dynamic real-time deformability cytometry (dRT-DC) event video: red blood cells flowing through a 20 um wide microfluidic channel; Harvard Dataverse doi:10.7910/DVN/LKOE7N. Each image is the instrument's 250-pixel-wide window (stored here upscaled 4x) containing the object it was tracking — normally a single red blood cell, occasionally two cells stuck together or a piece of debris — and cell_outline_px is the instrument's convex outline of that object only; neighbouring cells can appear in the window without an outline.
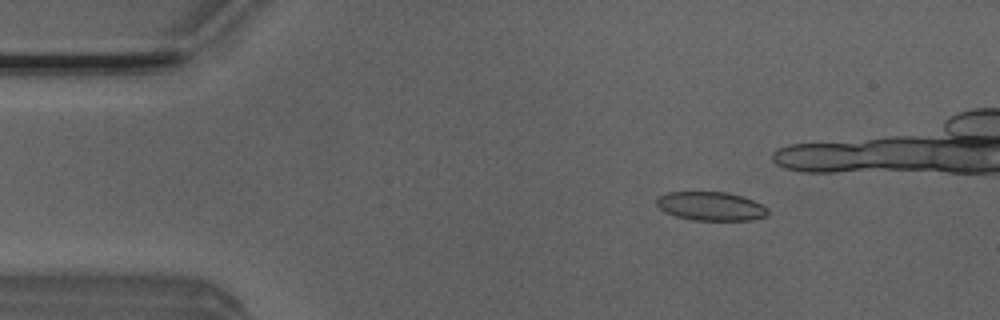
{"species": "Egyptian fruit bat (a non-hibernating species)", "species_latin": "Rousettus aegyptiacus", "temperature_condition": "room temperature", "stored_images_in_passage": 41, "camera_frame_rate_fps": 3000, "um_per_image_px": 0.085, "animal": {"sex": "male"}, "frame": {"image": 1, "passage_image": 8, "time_ms": 2.333, "image_size_px": [1000, 320], "cell_outline_px": [[768, 216], [752, 220], [692, 220], [676, 216], [664, 212], [656, 204], [656, 196], [668, 192], [728, 192], [752, 200], [768, 208]], "centroid_in_image_um": [60.4, 17.53], "position_along_channel_um": 24.6, "area_um2": 18.73}}
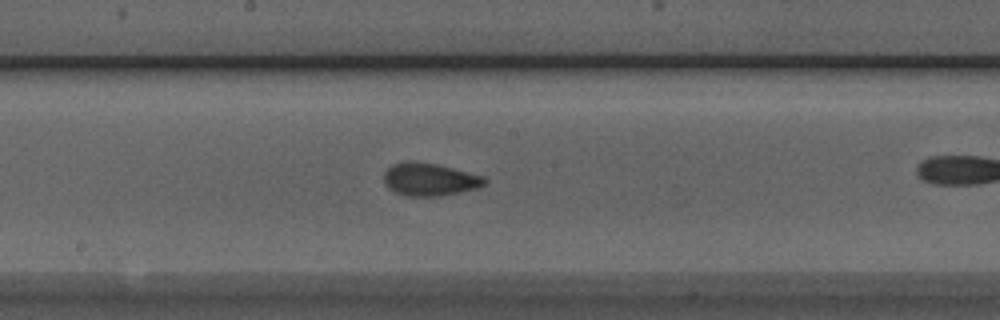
{"frame": {"image": 2, "passage_image": 27, "time_ms": 8.667, "image_size_px": [1000, 320], "cell_outline_px": [[488, 180], [480, 188], [440, 196], [408, 196], [396, 192], [388, 188], [384, 184], [384, 172], [392, 164], [404, 160], [416, 160], [436, 164], [484, 176]], "centroid_in_image_um": [36.5, 15.23], "position_along_channel_um": 211.7, "area_um2": 19.48}}
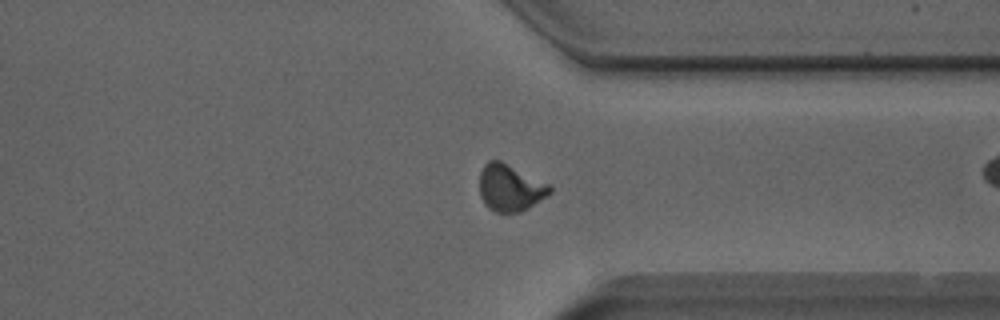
{"frame": {"image": 3, "passage_image": 39, "time_ms": 12.667, "image_size_px": [1000, 320], "cell_outline_px": [[552, 192], [528, 208], [520, 212], [496, 212], [488, 208], [484, 204], [480, 196], [480, 172], [484, 164], [488, 160], [500, 160], [548, 184], [552, 188]], "centroid_in_image_um": [43.33, 15.97], "position_along_channel_um": 368.1, "area_um2": 19.02}}